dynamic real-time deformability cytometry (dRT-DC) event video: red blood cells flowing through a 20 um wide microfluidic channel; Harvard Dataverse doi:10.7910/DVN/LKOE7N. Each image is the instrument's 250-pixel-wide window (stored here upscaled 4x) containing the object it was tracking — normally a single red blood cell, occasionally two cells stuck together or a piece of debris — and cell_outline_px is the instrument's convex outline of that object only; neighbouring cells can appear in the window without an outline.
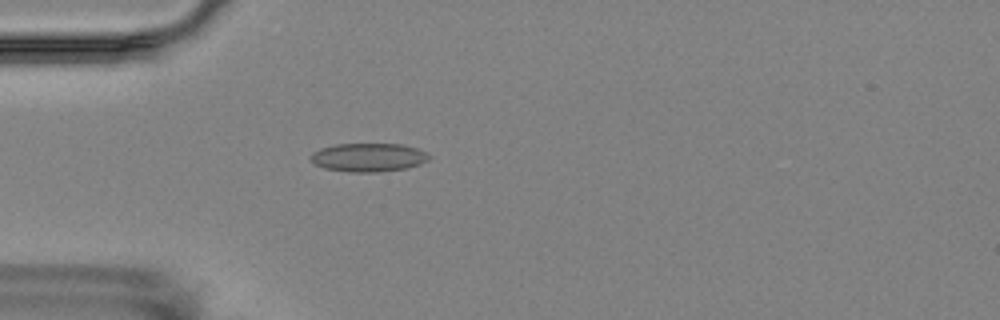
{"species": "Egyptian fruit bat (a non-hibernating species)", "species_latin": "Rousettus aegyptiacus", "temperature_condition": "room temperature", "stored_images_in_passage": 1, "camera_frame_rate_fps": 3000, "um_per_image_px": 0.085, "animal": {"sex": "female"}, "frame": {"image": 1, "passage_image": 1, "time_ms": 0.0, "image_size_px": [1000, 320], "cell_outline_px": [[432, 156], [428, 160], [420, 164], [408, 168], [376, 172], [348, 172], [324, 168], [316, 164], [312, 160], [312, 152], [320, 148], [336, 144], [404, 144], [416, 148]], "centroid_in_image_um": [31.34, 13.38], "position_along_channel_um": 53.7, "area_um2": 19.65}}